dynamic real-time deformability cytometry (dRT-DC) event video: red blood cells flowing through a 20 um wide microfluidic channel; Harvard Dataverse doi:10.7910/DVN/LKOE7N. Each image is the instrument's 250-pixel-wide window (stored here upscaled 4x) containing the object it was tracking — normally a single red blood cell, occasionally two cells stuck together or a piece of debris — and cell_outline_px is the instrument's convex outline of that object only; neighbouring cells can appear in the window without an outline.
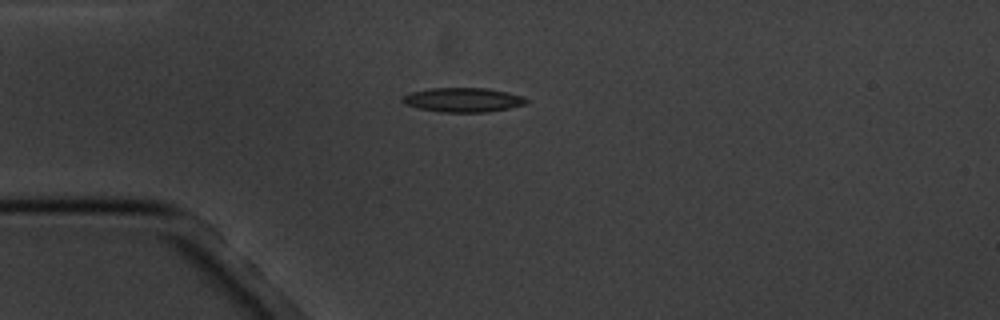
{"species": "common noctule bat (a hibernating species)", "species_latin": "Nyctalus noctula", "temperature_condition": "cold", "stored_images_in_passage": 5, "camera_frame_rate_fps": 3000, "um_per_image_px": 0.085, "animal": {"sex": "male", "body_mass_g": 20.1, "forearm_length_mm": 53.5}, "frame": {"image": 1, "passage_image": 1, "time_ms": 0.0, "image_size_px": [1000, 320], "cell_outline_px": [[528, 100], [524, 104], [508, 108], [488, 112], [440, 112], [420, 108], [404, 104], [400, 100], [400, 96], [408, 92], [428, 88], [484, 88], [508, 92], [520, 96]], "centroid_in_image_um": [39.25, 8.48], "position_along_channel_um": 45.7, "area_um2": 17.57}}
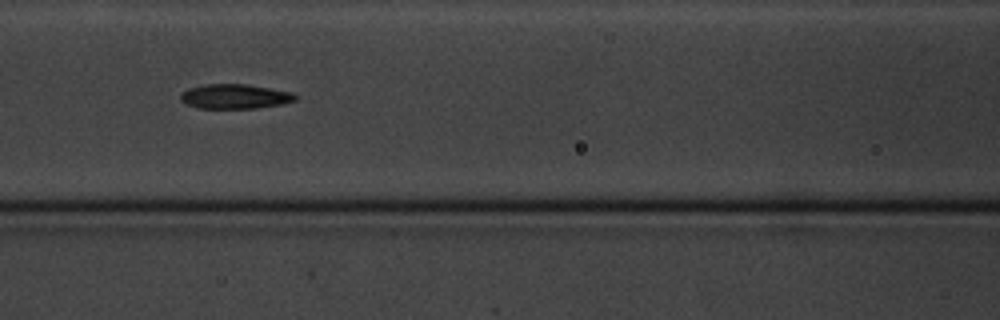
{"frame": {"image": 2, "passage_image": 4, "time_ms": 3.333, "image_size_px": [1000, 320], "cell_outline_px": [[296, 100], [280, 104], [256, 108], [196, 108], [180, 100], [180, 92], [188, 88], [204, 84], [248, 84], [292, 92], [296, 96]], "centroid_in_image_um": [19.92, 8.19], "position_along_channel_um": 146.7, "area_um2": 16.47}}
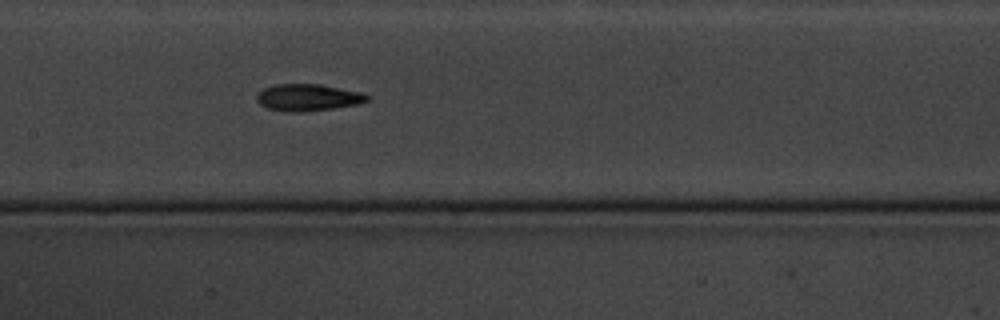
{"frame": {"image": 3, "passage_image": 5, "time_ms": 4.333, "image_size_px": [1000, 320], "cell_outline_px": [[368, 100], [356, 104], [332, 108], [304, 112], [284, 112], [268, 108], [260, 104], [256, 100], [256, 96], [264, 88], [272, 84], [320, 84], [360, 92], [368, 96]], "centroid_in_image_um": [26.11, 8.28], "position_along_channel_um": 181.3, "area_um2": 17.17}}